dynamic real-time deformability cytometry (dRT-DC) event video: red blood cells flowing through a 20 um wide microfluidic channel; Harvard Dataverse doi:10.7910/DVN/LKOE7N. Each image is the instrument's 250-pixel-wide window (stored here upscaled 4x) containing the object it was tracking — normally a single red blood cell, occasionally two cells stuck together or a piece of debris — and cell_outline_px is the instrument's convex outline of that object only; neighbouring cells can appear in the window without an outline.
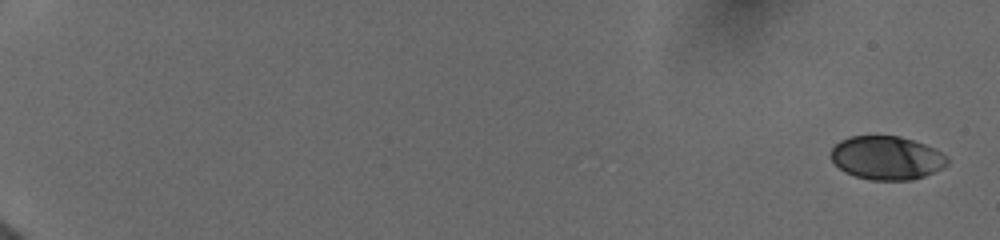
{"species": "human", "species_latin": "Homo sapiens", "temperature_condition": "cold", "stored_images_in_passage": 37, "camera_frame_rate_fps": 3000, "um_per_image_px": 0.085, "donor": {"sex": "female"}, "frame": {"image": 1, "passage_image": 1, "time_ms": 0.0, "image_size_px": [1000, 240], "cell_outline_px": [[948, 164], [924, 176], [912, 180], [872, 180], [856, 176], [844, 172], [832, 160], [832, 148], [840, 140], [852, 136], [900, 136], [936, 148], [948, 156]], "centroid_in_image_um": [75.39, 13.41], "position_along_channel_um": 9.6, "area_um2": 29.42}}
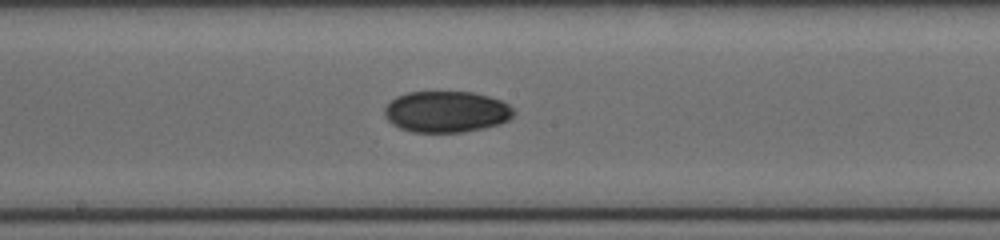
{"frame": {"image": 2, "passage_image": 22, "time_ms": 10.667, "image_size_px": [1000, 240], "cell_outline_px": [[516, 112], [508, 120], [500, 124], [484, 128], [464, 132], [412, 132], [400, 128], [392, 124], [384, 116], [384, 108], [396, 96], [408, 92], [472, 92], [488, 96], [500, 100], [508, 104]], "centroid_in_image_um": [37.94, 9.5], "position_along_channel_um": 210.3, "area_um2": 31.15}}
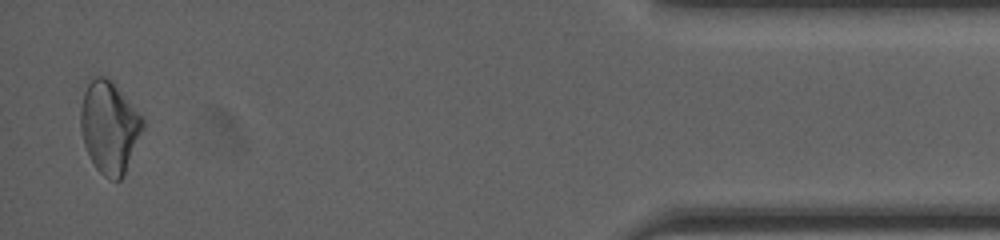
{"frame": {"image": 3, "passage_image": 37, "time_ms": 17.667, "image_size_px": [1000, 240], "cell_outline_px": [[144, 128], [124, 176], [120, 180], [112, 180], [104, 176], [96, 168], [84, 144], [80, 128], [80, 108], [84, 92], [92, 76], [104, 76], [116, 88], [144, 120]], "centroid_in_image_um": [9.28, 10.86], "position_along_channel_um": 425.9, "area_um2": 32.71}, "authors_computed_cell_mechanics": {"area_um2": 30.6918, "velocity_mm_per_s": 3.9295, "shape_relaxation_time_tau1_ms": null, "shape_relaxation_time_tau2_ms": 6.789, "deformation_change_tau1": null, "deformation_change_tau2": 0.0877}}